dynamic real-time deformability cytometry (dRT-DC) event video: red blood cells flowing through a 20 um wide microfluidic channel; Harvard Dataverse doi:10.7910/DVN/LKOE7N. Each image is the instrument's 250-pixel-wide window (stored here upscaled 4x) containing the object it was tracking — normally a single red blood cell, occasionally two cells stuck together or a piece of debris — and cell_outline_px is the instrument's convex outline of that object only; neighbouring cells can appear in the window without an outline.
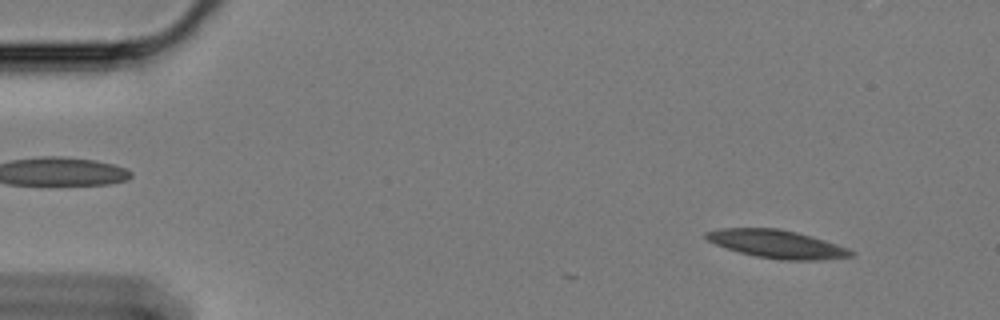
{"species": "Egyptian fruit bat (a non-hibernating species)", "species_latin": "Rousettus aegyptiacus", "temperature_condition": "cold", "stored_images_in_passage": 9, "camera_frame_rate_fps": 3000, "um_per_image_px": 0.085, "animal": {"sex": "female"}, "frame": {"image": 1, "passage_image": 5, "time_ms": 1.333, "image_size_px": [1000, 320], "cell_outline_px": [[856, 252], [852, 256], [816, 260], [780, 260], [756, 256], [740, 252], [716, 244], [708, 240], [704, 236], [704, 232], [720, 228], [776, 228], [796, 232], [824, 240], [848, 248]], "centroid_in_image_um": [66.03, 20.74], "position_along_channel_um": 19.0, "area_um2": 23.47}}